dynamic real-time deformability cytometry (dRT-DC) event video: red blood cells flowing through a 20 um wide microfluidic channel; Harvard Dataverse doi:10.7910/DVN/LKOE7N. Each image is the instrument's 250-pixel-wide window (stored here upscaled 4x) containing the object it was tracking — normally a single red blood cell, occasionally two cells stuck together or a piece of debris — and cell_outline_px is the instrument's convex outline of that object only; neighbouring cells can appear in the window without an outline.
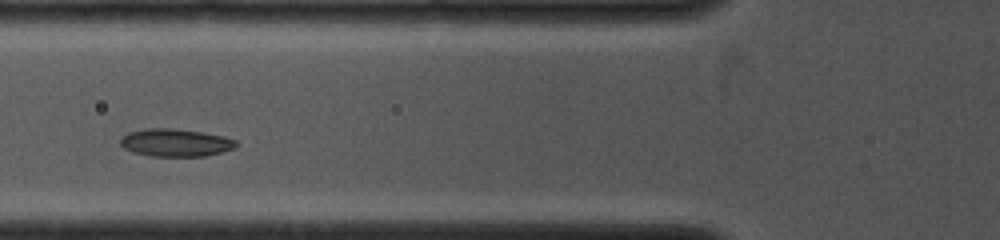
{"species": "common noctule bat (a hibernating species)", "species_latin": "Nyctalus noctula", "temperature_condition": "cold", "stored_images_in_passage": 6, "camera_frame_rate_fps": 4000, "um_per_image_px": 0.085, "animal": {"sex": "female", "body_mass_g": 19.0, "forearm_length_mm": 53.3}, "frame": {"image": 1, "passage_image": 4, "time_ms": 2.25, "image_size_px": [1000, 240], "cell_outline_px": [[240, 144], [236, 148], [204, 156], [152, 156], [132, 152], [124, 148], [120, 144], [120, 136], [128, 132], [144, 128], [172, 128], [200, 132], [224, 136], [236, 140]], "centroid_in_image_um": [14.9, 12.12], "position_along_channel_um": 110.9, "area_um2": 18.84}}
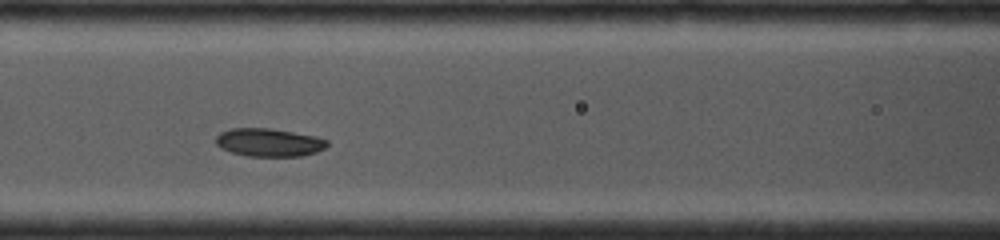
{"frame": {"image": 2, "passage_image": 5, "time_ms": 3.0, "image_size_px": [1000, 240], "cell_outline_px": [[328, 144], [324, 148], [316, 152], [300, 156], [248, 156], [232, 152], [220, 148], [216, 144], [216, 136], [220, 132], [232, 128], [268, 128], [316, 136], [328, 140]], "centroid_in_image_um": [22.85, 12.1], "position_along_channel_um": 143.8, "area_um2": 18.15}}
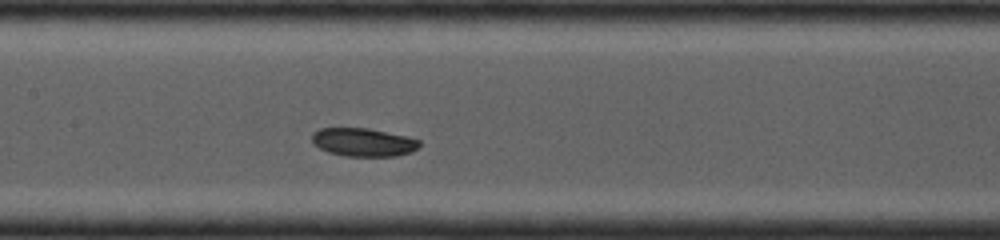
{"frame": {"image": 3, "passage_image": 6, "time_ms": 3.75, "image_size_px": [1000, 240], "cell_outline_px": [[420, 144], [412, 152], [396, 156], [344, 156], [328, 152], [320, 148], [312, 140], [312, 132], [320, 128], [368, 128], [404, 136], [420, 140]], "centroid_in_image_um": [30.87, 12.09], "position_along_channel_um": 176.5, "area_um2": 17.57}}